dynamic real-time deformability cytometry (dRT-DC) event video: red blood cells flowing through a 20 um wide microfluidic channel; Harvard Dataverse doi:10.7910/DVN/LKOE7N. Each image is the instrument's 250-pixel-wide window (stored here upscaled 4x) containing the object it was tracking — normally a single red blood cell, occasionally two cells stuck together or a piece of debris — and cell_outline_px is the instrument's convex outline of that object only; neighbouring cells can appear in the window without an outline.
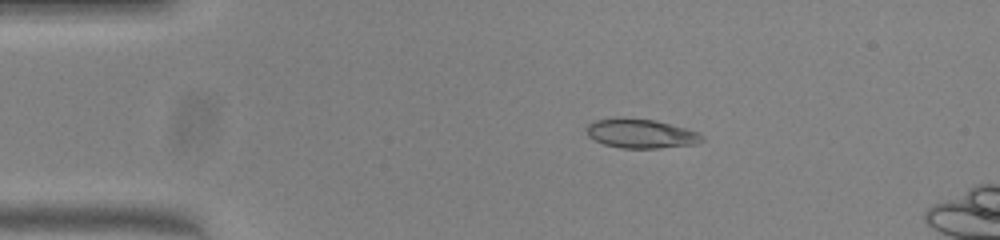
{"species": "common noctule bat (a hibernating species)", "species_latin": "Nyctalus noctula", "temperature_condition": "warm", "stored_images_in_passage": 14, "camera_frame_rate_fps": 3000, "um_per_image_px": 0.085, "animal": {"sex": "female", "body_mass_g": 23.0, "forearm_length_mm": 53.4}, "frame": {"image": 1, "passage_image": 10, "time_ms": 3.0, "image_size_px": [1000, 240], "cell_outline_px": [[704, 140], [696, 144], [660, 148], [620, 148], [604, 144], [588, 136], [588, 124], [596, 120], [656, 120], [700, 132], [704, 136]], "centroid_in_image_um": [54.58, 11.39], "position_along_channel_um": 30.4, "area_um2": 19.02}}